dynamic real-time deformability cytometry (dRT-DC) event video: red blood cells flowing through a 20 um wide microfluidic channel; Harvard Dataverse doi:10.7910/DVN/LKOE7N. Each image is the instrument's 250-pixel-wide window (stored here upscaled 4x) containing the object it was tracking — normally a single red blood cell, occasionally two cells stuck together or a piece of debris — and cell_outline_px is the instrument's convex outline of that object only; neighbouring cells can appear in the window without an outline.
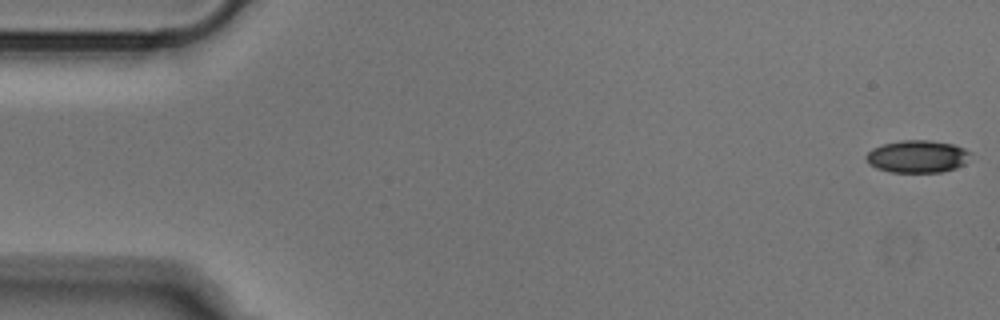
{"species": "Egyptian fruit bat (a non-hibernating species)", "species_latin": "Rousettus aegyptiacus", "temperature_condition": "cold", "stored_images_in_passage": 52, "camera_frame_rate_fps": 3000, "um_per_image_px": 0.085, "animal": {"sex": "male"}, "frame": {"image": 1, "passage_image": 1, "time_ms": 0.0, "image_size_px": [1000, 320], "cell_outline_px": [[972, 152], [964, 164], [956, 168], [940, 172], [888, 172], [876, 168], [868, 164], [864, 156], [872, 148], [884, 144], [900, 140], [932, 140], [952, 144], [964, 148]], "centroid_in_image_um": [77.95, 13.3], "position_along_channel_um": 7.0, "area_um2": 19.88}}
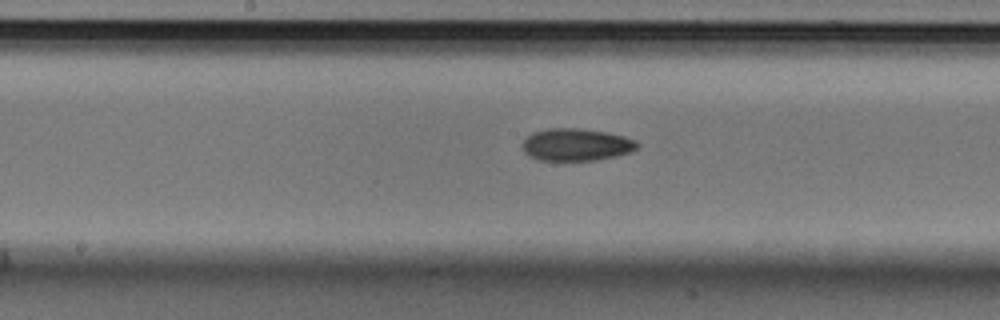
{"frame": {"image": 2, "passage_image": 26, "time_ms": 8.333, "image_size_px": [1000, 320], "cell_outline_px": [[640, 148], [632, 152], [616, 156], [596, 160], [540, 160], [528, 156], [524, 152], [524, 140], [532, 132], [548, 128], [580, 128], [608, 132], [624, 136], [636, 140], [640, 144]], "centroid_in_image_um": [49.04, 12.29], "position_along_channel_um": 199.2, "area_um2": 21.85}}
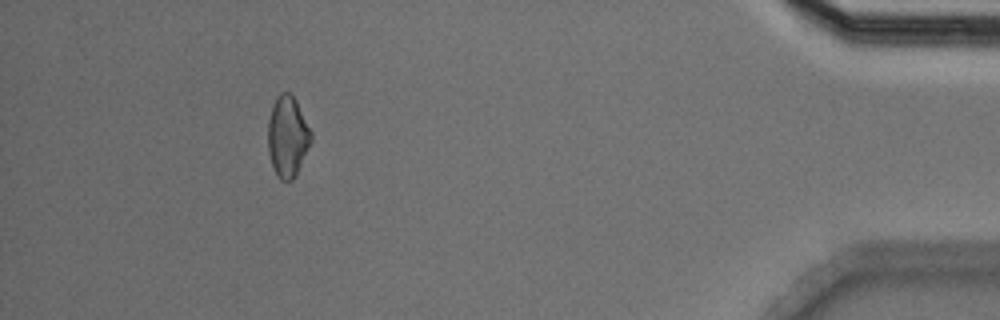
{"frame": {"image": 3, "passage_image": 47, "time_ms": 15.333, "image_size_px": [1000, 320], "cell_outline_px": [[312, 140], [296, 176], [292, 180], [280, 180], [276, 176], [272, 168], [268, 152], [268, 120], [272, 108], [280, 92], [288, 92], [296, 100], [312, 132]], "centroid_in_image_um": [24.44, 11.65], "position_along_channel_um": 410.8, "area_um2": 20.4}}